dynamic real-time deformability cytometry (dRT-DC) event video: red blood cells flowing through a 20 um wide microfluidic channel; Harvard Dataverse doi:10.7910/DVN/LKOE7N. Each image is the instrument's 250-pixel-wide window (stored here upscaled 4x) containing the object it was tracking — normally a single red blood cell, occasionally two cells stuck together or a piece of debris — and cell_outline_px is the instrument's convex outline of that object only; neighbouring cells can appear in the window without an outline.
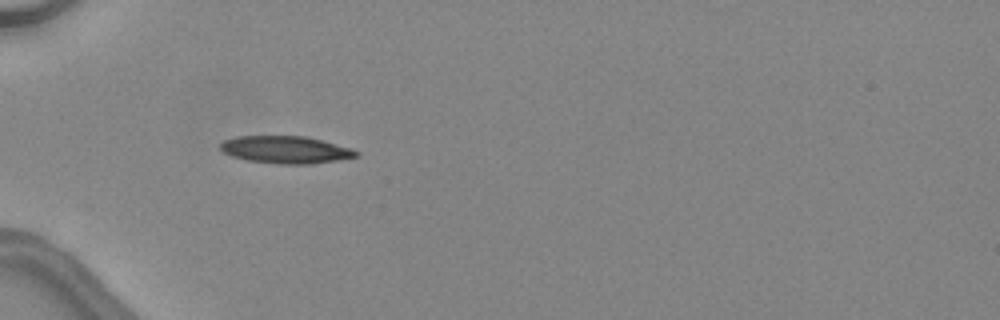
{"species": "common noctule bat (a hibernating species)", "species_latin": "Nyctalus noctula", "temperature_condition": "warm", "stored_images_in_passage": 31, "camera_frame_rate_fps": 3000, "um_per_image_px": 0.085, "animal": {"sex": "female", "body_mass_g": 24.6, "forearm_length_mm": 56.2}, "frame": {"image": 1, "passage_image": 1, "time_ms": 0.0, "image_size_px": [1000, 320], "cell_outline_px": [[360, 152], [356, 156], [336, 160], [312, 164], [280, 164], [248, 160], [232, 156], [224, 152], [220, 148], [220, 144], [224, 140], [236, 136], [304, 136], [352, 148]], "centroid_in_image_um": [24.27, 12.72], "position_along_channel_um": 60.7, "area_um2": 21.44}}
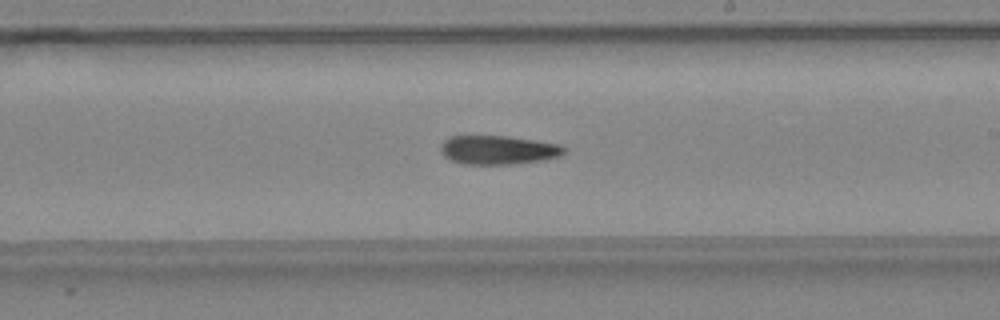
{"frame": {"image": 2, "passage_image": 14, "time_ms": 4.333, "image_size_px": [1000, 320], "cell_outline_px": [[568, 148], [560, 156], [544, 160], [508, 164], [464, 164], [452, 160], [444, 156], [440, 152], [440, 144], [448, 136], [508, 136], [560, 144]], "centroid_in_image_um": [42.34, 12.74], "position_along_channel_um": 246.7, "area_um2": 20.87}}
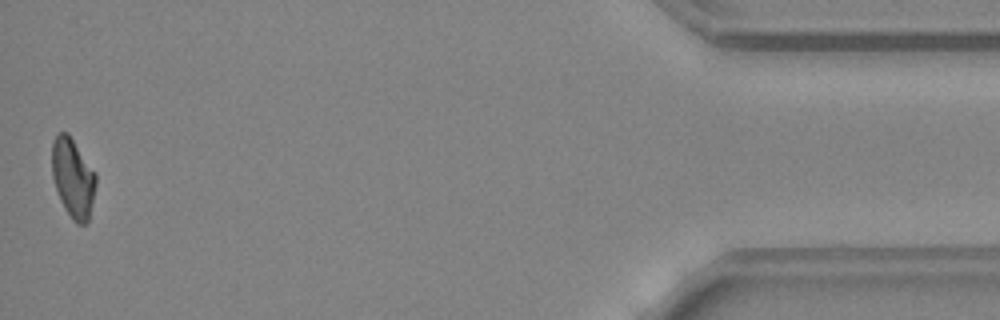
{"frame": {"image": 3, "passage_image": 31, "time_ms": 10.0, "image_size_px": [1000, 320], "cell_outline_px": [[96, 184], [88, 224], [76, 224], [72, 220], [64, 208], [60, 200], [52, 176], [52, 140], [60, 132], [68, 132], [96, 172]], "centroid_in_image_um": [6.21, 15.13], "position_along_channel_um": 429.0, "area_um2": 20.52}, "authors_computed_cell_mechanics": {"area_um2": 21.2704, "velocity_mm_per_s": 4.5666, "shape_relaxation_time_tau1_ms": null, "shape_relaxation_time_tau2_ms": 7.7691, "deformation_change_tau1": null, "deformation_change_tau2": 0.2177}}